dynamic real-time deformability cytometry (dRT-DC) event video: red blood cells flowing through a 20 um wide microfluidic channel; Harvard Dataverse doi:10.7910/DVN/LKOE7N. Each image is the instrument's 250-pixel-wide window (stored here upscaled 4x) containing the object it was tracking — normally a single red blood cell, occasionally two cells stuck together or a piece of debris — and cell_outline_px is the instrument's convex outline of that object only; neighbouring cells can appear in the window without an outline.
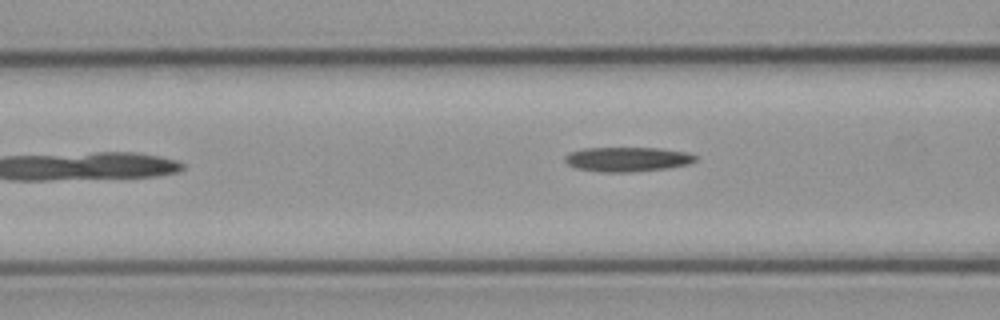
{"species": "common noctule bat (a hibernating species)", "species_latin": "Nyctalus noctula", "temperature_condition": "cold", "stored_images_in_passage": 9, "camera_frame_rate_fps": 3000, "um_per_image_px": 0.085, "animal": {"sex": "male", "body_mass_g": 23.1, "forearm_length_mm": 52.7}, "frame": {"image": 1, "passage_image": 6, "time_ms": 7.0, "image_size_px": [1000, 320], "cell_outline_px": [[696, 160], [688, 164], [668, 168], [628, 172], [604, 172], [576, 168], [568, 164], [564, 160], [564, 156], [568, 152], [584, 148], [660, 148], [688, 152], [696, 156]], "centroid_in_image_um": [53.31, 13.53], "position_along_channel_um": 113.3, "area_um2": 18.67}}
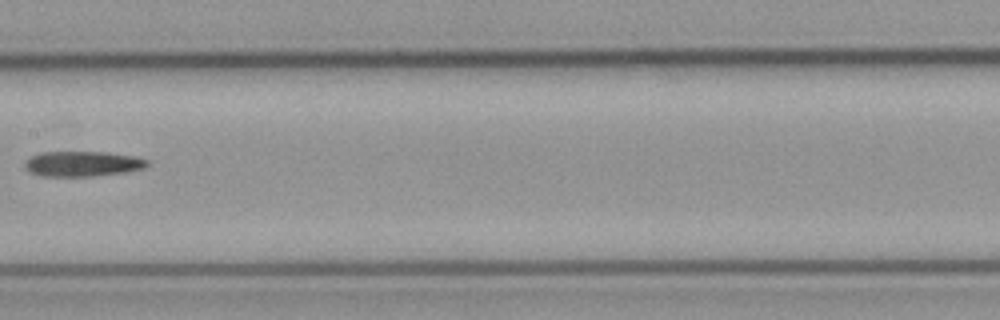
{"frame": {"image": 2, "passage_image": 8, "time_ms": 9.333, "image_size_px": [1000, 320], "cell_outline_px": [[148, 164], [144, 168], [124, 172], [92, 176], [44, 176], [32, 172], [24, 168], [24, 164], [32, 156], [40, 152], [108, 152], [136, 156], [148, 160]], "centroid_in_image_um": [7.04, 13.91], "position_along_channel_um": 200.4, "area_um2": 17.86}}
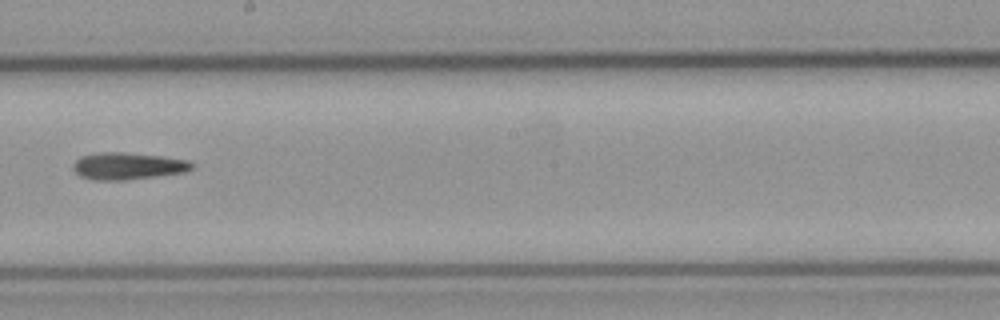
{"frame": {"image": 3, "passage_image": 9, "time_ms": 10.333, "image_size_px": [1000, 320], "cell_outline_px": [[192, 168], [184, 172], [156, 176], [124, 180], [92, 180], [80, 176], [72, 168], [72, 164], [80, 156], [96, 152], [124, 152], [164, 156], [188, 160], [192, 164]], "centroid_in_image_um": [10.81, 14.1], "position_along_channel_um": 237.4, "area_um2": 18.79}}